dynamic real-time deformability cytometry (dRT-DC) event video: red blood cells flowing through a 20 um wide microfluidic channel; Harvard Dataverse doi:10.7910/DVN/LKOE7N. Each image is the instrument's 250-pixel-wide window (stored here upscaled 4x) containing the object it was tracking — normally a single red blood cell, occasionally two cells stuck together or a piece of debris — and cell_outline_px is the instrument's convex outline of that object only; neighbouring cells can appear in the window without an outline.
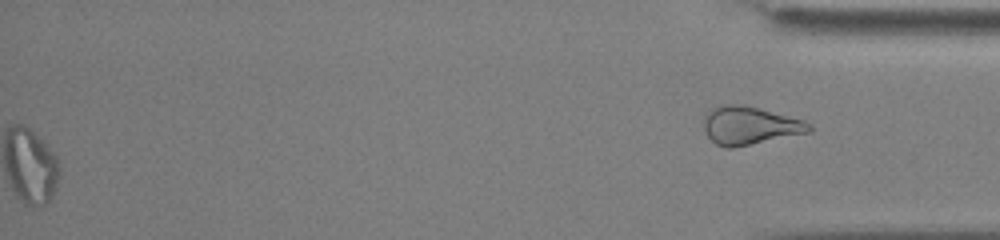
{"species": "common noctule bat (a hibernating species)", "species_latin": "Nyctalus noctula", "temperature_condition": "cold", "stored_images_in_passage": 48, "segment_of_instrument_passage": [2, 2], "camera_frame_rate_fps": 3000, "um_per_image_px": 0.085, "animal": {"sex": "male", "body_mass_g": 13.0, "forearm_length_mm": 53.1}, "frame": {"image": 1, "passage_image": 48, "time_ms": 15.667, "image_size_px": [1000, 240], "cell_outline_px": [[812, 132], [732, 148], [728, 148], [716, 144], [708, 136], [704, 128], [704, 112], [720, 104], [744, 104], [804, 120], [812, 128]], "centroid_in_image_um": [63.71, 10.66], "position_along_channel_um": 371.5, "area_um2": 23.52}}